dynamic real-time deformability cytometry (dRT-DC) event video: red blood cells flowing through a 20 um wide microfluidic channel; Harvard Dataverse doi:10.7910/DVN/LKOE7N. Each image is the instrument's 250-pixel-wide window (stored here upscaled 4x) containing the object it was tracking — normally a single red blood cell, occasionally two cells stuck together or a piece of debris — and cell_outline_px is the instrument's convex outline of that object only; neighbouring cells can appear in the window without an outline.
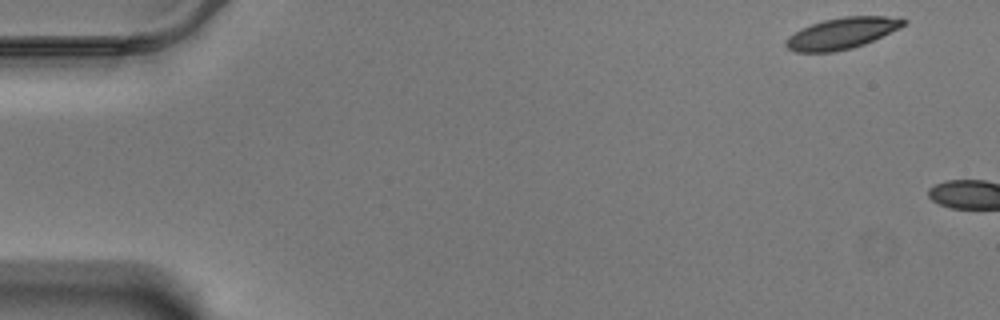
{"species": "Egyptian fruit bat (a non-hibernating species)", "species_latin": "Rousettus aegyptiacus", "temperature_condition": "warm", "stored_images_in_passage": 4, "camera_frame_rate_fps": 3000, "um_per_image_px": 0.085, "animal": {"sex": "male"}, "frame": {"image": 1, "passage_image": 1, "time_ms": 0.0, "image_size_px": [1000, 320], "cell_outline_px": [[908, 20], [900, 28], [864, 44], [852, 48], [836, 52], [796, 52], [788, 48], [784, 44], [784, 40], [788, 36], [800, 28], [824, 20], [844, 16], [884, 16]], "centroid_in_image_um": [71.51, 2.84], "position_along_channel_um": 13.5, "area_um2": 21.39}}